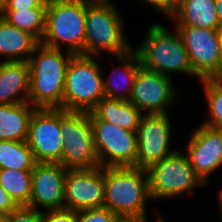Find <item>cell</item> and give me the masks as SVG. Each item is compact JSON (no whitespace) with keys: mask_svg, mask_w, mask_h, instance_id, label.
Masks as SVG:
<instances>
[{"mask_svg":"<svg viewBox=\"0 0 222 222\" xmlns=\"http://www.w3.org/2000/svg\"><path fill=\"white\" fill-rule=\"evenodd\" d=\"M73 53L39 43L27 64L30 75L28 102L35 108L63 109L66 71Z\"/></svg>","mask_w":222,"mask_h":222,"instance_id":"6da1fadb","label":"cell"},{"mask_svg":"<svg viewBox=\"0 0 222 222\" xmlns=\"http://www.w3.org/2000/svg\"><path fill=\"white\" fill-rule=\"evenodd\" d=\"M111 0H86L84 55L98 57L130 52L133 45L125 35L123 16Z\"/></svg>","mask_w":222,"mask_h":222,"instance_id":"7a4b0ae2","label":"cell"},{"mask_svg":"<svg viewBox=\"0 0 222 222\" xmlns=\"http://www.w3.org/2000/svg\"><path fill=\"white\" fill-rule=\"evenodd\" d=\"M170 30L166 25L152 23L139 46L133 47L142 67L170 78L173 73H181L198 79L193 73L182 37L175 27Z\"/></svg>","mask_w":222,"mask_h":222,"instance_id":"3957f363","label":"cell"},{"mask_svg":"<svg viewBox=\"0 0 222 222\" xmlns=\"http://www.w3.org/2000/svg\"><path fill=\"white\" fill-rule=\"evenodd\" d=\"M104 204L117 216L148 219L147 202L152 201L146 169L135 166L104 167Z\"/></svg>","mask_w":222,"mask_h":222,"instance_id":"277c9868","label":"cell"},{"mask_svg":"<svg viewBox=\"0 0 222 222\" xmlns=\"http://www.w3.org/2000/svg\"><path fill=\"white\" fill-rule=\"evenodd\" d=\"M86 0H47L45 32L40 43L84 55Z\"/></svg>","mask_w":222,"mask_h":222,"instance_id":"5b68a950","label":"cell"},{"mask_svg":"<svg viewBox=\"0 0 222 222\" xmlns=\"http://www.w3.org/2000/svg\"><path fill=\"white\" fill-rule=\"evenodd\" d=\"M100 57L74 55L66 71L63 109L90 112L104 98Z\"/></svg>","mask_w":222,"mask_h":222,"instance_id":"8992f818","label":"cell"},{"mask_svg":"<svg viewBox=\"0 0 222 222\" xmlns=\"http://www.w3.org/2000/svg\"><path fill=\"white\" fill-rule=\"evenodd\" d=\"M152 201L177 199L207 186L194 172L185 153L176 150L146 169Z\"/></svg>","mask_w":222,"mask_h":222,"instance_id":"52a82bcc","label":"cell"},{"mask_svg":"<svg viewBox=\"0 0 222 222\" xmlns=\"http://www.w3.org/2000/svg\"><path fill=\"white\" fill-rule=\"evenodd\" d=\"M61 132L64 138L61 164L67 169L99 167L89 113L61 109Z\"/></svg>","mask_w":222,"mask_h":222,"instance_id":"ba28073f","label":"cell"},{"mask_svg":"<svg viewBox=\"0 0 222 222\" xmlns=\"http://www.w3.org/2000/svg\"><path fill=\"white\" fill-rule=\"evenodd\" d=\"M95 152L101 167L135 166L137 132L100 119H90Z\"/></svg>","mask_w":222,"mask_h":222,"instance_id":"9c48e42d","label":"cell"},{"mask_svg":"<svg viewBox=\"0 0 222 222\" xmlns=\"http://www.w3.org/2000/svg\"><path fill=\"white\" fill-rule=\"evenodd\" d=\"M36 163H60L64 144L61 108H36L29 123L27 139Z\"/></svg>","mask_w":222,"mask_h":222,"instance_id":"30bf717a","label":"cell"},{"mask_svg":"<svg viewBox=\"0 0 222 222\" xmlns=\"http://www.w3.org/2000/svg\"><path fill=\"white\" fill-rule=\"evenodd\" d=\"M188 51L194 75L199 81L210 79L222 69L217 29L174 26Z\"/></svg>","mask_w":222,"mask_h":222,"instance_id":"8fae6325","label":"cell"},{"mask_svg":"<svg viewBox=\"0 0 222 222\" xmlns=\"http://www.w3.org/2000/svg\"><path fill=\"white\" fill-rule=\"evenodd\" d=\"M172 121L168 114L142 115L137 129L136 167L147 169L176 150H172Z\"/></svg>","mask_w":222,"mask_h":222,"instance_id":"7c38bea8","label":"cell"},{"mask_svg":"<svg viewBox=\"0 0 222 222\" xmlns=\"http://www.w3.org/2000/svg\"><path fill=\"white\" fill-rule=\"evenodd\" d=\"M173 79L141 67L135 76L130 102L143 114H168L177 103ZM168 109V110H167Z\"/></svg>","mask_w":222,"mask_h":222,"instance_id":"4fadbf2b","label":"cell"},{"mask_svg":"<svg viewBox=\"0 0 222 222\" xmlns=\"http://www.w3.org/2000/svg\"><path fill=\"white\" fill-rule=\"evenodd\" d=\"M64 208L75 211L102 208L104 204V167L68 169L65 178Z\"/></svg>","mask_w":222,"mask_h":222,"instance_id":"5bb4252c","label":"cell"},{"mask_svg":"<svg viewBox=\"0 0 222 222\" xmlns=\"http://www.w3.org/2000/svg\"><path fill=\"white\" fill-rule=\"evenodd\" d=\"M200 124L189 136L185 155L194 172L208 185L209 176L222 166V129Z\"/></svg>","mask_w":222,"mask_h":222,"instance_id":"9a60e30c","label":"cell"},{"mask_svg":"<svg viewBox=\"0 0 222 222\" xmlns=\"http://www.w3.org/2000/svg\"><path fill=\"white\" fill-rule=\"evenodd\" d=\"M67 170L60 163H36L32 170V194L27 207L39 211L63 209Z\"/></svg>","mask_w":222,"mask_h":222,"instance_id":"2e32d148","label":"cell"},{"mask_svg":"<svg viewBox=\"0 0 222 222\" xmlns=\"http://www.w3.org/2000/svg\"><path fill=\"white\" fill-rule=\"evenodd\" d=\"M115 58L119 66L115 67L114 65L111 73L108 72L106 74V71L102 69L104 97L129 101L135 76L137 71L142 67L139 55L132 49L126 54L114 56Z\"/></svg>","mask_w":222,"mask_h":222,"instance_id":"e0dca14e","label":"cell"},{"mask_svg":"<svg viewBox=\"0 0 222 222\" xmlns=\"http://www.w3.org/2000/svg\"><path fill=\"white\" fill-rule=\"evenodd\" d=\"M29 92L27 62L0 60V105L28 102Z\"/></svg>","mask_w":222,"mask_h":222,"instance_id":"ac0fdd59","label":"cell"},{"mask_svg":"<svg viewBox=\"0 0 222 222\" xmlns=\"http://www.w3.org/2000/svg\"><path fill=\"white\" fill-rule=\"evenodd\" d=\"M169 21H172L174 26L209 29L220 27L215 0H178L175 12Z\"/></svg>","mask_w":222,"mask_h":222,"instance_id":"d6986e66","label":"cell"},{"mask_svg":"<svg viewBox=\"0 0 222 222\" xmlns=\"http://www.w3.org/2000/svg\"><path fill=\"white\" fill-rule=\"evenodd\" d=\"M88 113L90 119L107 121L133 132H137L143 115L130 101L105 97Z\"/></svg>","mask_w":222,"mask_h":222,"instance_id":"ffe728a7","label":"cell"},{"mask_svg":"<svg viewBox=\"0 0 222 222\" xmlns=\"http://www.w3.org/2000/svg\"><path fill=\"white\" fill-rule=\"evenodd\" d=\"M39 43L33 35L0 16V57H4V61L27 62Z\"/></svg>","mask_w":222,"mask_h":222,"instance_id":"44dd1931","label":"cell"},{"mask_svg":"<svg viewBox=\"0 0 222 222\" xmlns=\"http://www.w3.org/2000/svg\"><path fill=\"white\" fill-rule=\"evenodd\" d=\"M35 109L29 102L0 105V140L27 141Z\"/></svg>","mask_w":222,"mask_h":222,"instance_id":"7402d4cb","label":"cell"},{"mask_svg":"<svg viewBox=\"0 0 222 222\" xmlns=\"http://www.w3.org/2000/svg\"><path fill=\"white\" fill-rule=\"evenodd\" d=\"M46 8L47 0L38 8L2 11L0 16L9 24L30 33L40 42L45 32Z\"/></svg>","mask_w":222,"mask_h":222,"instance_id":"603a6c76","label":"cell"},{"mask_svg":"<svg viewBox=\"0 0 222 222\" xmlns=\"http://www.w3.org/2000/svg\"><path fill=\"white\" fill-rule=\"evenodd\" d=\"M35 164L27 141L0 140V169L32 171Z\"/></svg>","mask_w":222,"mask_h":222,"instance_id":"cb8c5ba5","label":"cell"},{"mask_svg":"<svg viewBox=\"0 0 222 222\" xmlns=\"http://www.w3.org/2000/svg\"><path fill=\"white\" fill-rule=\"evenodd\" d=\"M32 171L0 169V185L18 206H28L32 194Z\"/></svg>","mask_w":222,"mask_h":222,"instance_id":"d4e9b609","label":"cell"},{"mask_svg":"<svg viewBox=\"0 0 222 222\" xmlns=\"http://www.w3.org/2000/svg\"><path fill=\"white\" fill-rule=\"evenodd\" d=\"M209 118L202 124L211 128L222 129V91L219 90L209 79L201 80Z\"/></svg>","mask_w":222,"mask_h":222,"instance_id":"484cf974","label":"cell"},{"mask_svg":"<svg viewBox=\"0 0 222 222\" xmlns=\"http://www.w3.org/2000/svg\"><path fill=\"white\" fill-rule=\"evenodd\" d=\"M116 217V214L105 207L77 211V222H113Z\"/></svg>","mask_w":222,"mask_h":222,"instance_id":"4316f807","label":"cell"},{"mask_svg":"<svg viewBox=\"0 0 222 222\" xmlns=\"http://www.w3.org/2000/svg\"><path fill=\"white\" fill-rule=\"evenodd\" d=\"M9 222H42V211L19 206L9 213Z\"/></svg>","mask_w":222,"mask_h":222,"instance_id":"83f0119b","label":"cell"},{"mask_svg":"<svg viewBox=\"0 0 222 222\" xmlns=\"http://www.w3.org/2000/svg\"><path fill=\"white\" fill-rule=\"evenodd\" d=\"M42 222H77V211L66 208L44 210Z\"/></svg>","mask_w":222,"mask_h":222,"instance_id":"f1b7e54d","label":"cell"},{"mask_svg":"<svg viewBox=\"0 0 222 222\" xmlns=\"http://www.w3.org/2000/svg\"><path fill=\"white\" fill-rule=\"evenodd\" d=\"M150 7L156 9L157 12L165 15L167 20L174 14L178 0H139Z\"/></svg>","mask_w":222,"mask_h":222,"instance_id":"f546056e","label":"cell"},{"mask_svg":"<svg viewBox=\"0 0 222 222\" xmlns=\"http://www.w3.org/2000/svg\"><path fill=\"white\" fill-rule=\"evenodd\" d=\"M45 0H9L3 11L38 8Z\"/></svg>","mask_w":222,"mask_h":222,"instance_id":"4dcf8cb0","label":"cell"},{"mask_svg":"<svg viewBox=\"0 0 222 222\" xmlns=\"http://www.w3.org/2000/svg\"><path fill=\"white\" fill-rule=\"evenodd\" d=\"M19 206L14 202L12 197L0 185V214L8 215Z\"/></svg>","mask_w":222,"mask_h":222,"instance_id":"1f68e13d","label":"cell"},{"mask_svg":"<svg viewBox=\"0 0 222 222\" xmlns=\"http://www.w3.org/2000/svg\"><path fill=\"white\" fill-rule=\"evenodd\" d=\"M113 222H150V220L135 216H117Z\"/></svg>","mask_w":222,"mask_h":222,"instance_id":"d6a6232c","label":"cell"},{"mask_svg":"<svg viewBox=\"0 0 222 222\" xmlns=\"http://www.w3.org/2000/svg\"><path fill=\"white\" fill-rule=\"evenodd\" d=\"M219 90L222 91V69L216 72L210 79H209Z\"/></svg>","mask_w":222,"mask_h":222,"instance_id":"836d02e7","label":"cell"},{"mask_svg":"<svg viewBox=\"0 0 222 222\" xmlns=\"http://www.w3.org/2000/svg\"><path fill=\"white\" fill-rule=\"evenodd\" d=\"M215 8L217 11L220 26H222V0H215Z\"/></svg>","mask_w":222,"mask_h":222,"instance_id":"e575fe53","label":"cell"},{"mask_svg":"<svg viewBox=\"0 0 222 222\" xmlns=\"http://www.w3.org/2000/svg\"><path fill=\"white\" fill-rule=\"evenodd\" d=\"M217 38H218L220 53L222 56V26L217 28Z\"/></svg>","mask_w":222,"mask_h":222,"instance_id":"d590c367","label":"cell"},{"mask_svg":"<svg viewBox=\"0 0 222 222\" xmlns=\"http://www.w3.org/2000/svg\"><path fill=\"white\" fill-rule=\"evenodd\" d=\"M218 201H219L218 203L220 204L219 208L221 209L220 210V215H221L220 218H222V191H220V190H219V193H218Z\"/></svg>","mask_w":222,"mask_h":222,"instance_id":"8d00e7d4","label":"cell"},{"mask_svg":"<svg viewBox=\"0 0 222 222\" xmlns=\"http://www.w3.org/2000/svg\"><path fill=\"white\" fill-rule=\"evenodd\" d=\"M9 0H0V13L7 6Z\"/></svg>","mask_w":222,"mask_h":222,"instance_id":"74e56055","label":"cell"},{"mask_svg":"<svg viewBox=\"0 0 222 222\" xmlns=\"http://www.w3.org/2000/svg\"><path fill=\"white\" fill-rule=\"evenodd\" d=\"M161 214L162 213H160V216H159V214H157L156 219H155L154 222H167V220Z\"/></svg>","mask_w":222,"mask_h":222,"instance_id":"f35d334b","label":"cell"},{"mask_svg":"<svg viewBox=\"0 0 222 222\" xmlns=\"http://www.w3.org/2000/svg\"><path fill=\"white\" fill-rule=\"evenodd\" d=\"M0 222H9V214L8 215L0 214Z\"/></svg>","mask_w":222,"mask_h":222,"instance_id":"ab89813d","label":"cell"}]
</instances>
